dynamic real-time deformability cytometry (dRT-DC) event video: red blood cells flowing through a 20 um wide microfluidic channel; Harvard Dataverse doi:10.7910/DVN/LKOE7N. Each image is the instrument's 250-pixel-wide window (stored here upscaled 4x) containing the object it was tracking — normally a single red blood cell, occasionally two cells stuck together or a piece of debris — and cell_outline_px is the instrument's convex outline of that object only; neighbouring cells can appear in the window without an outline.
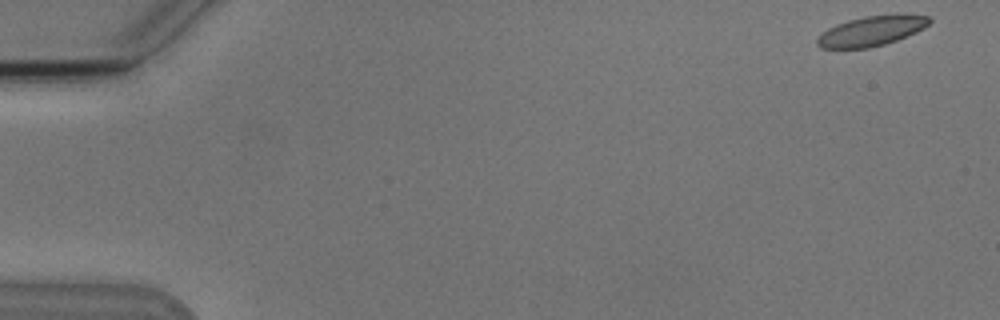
{"species": "Egyptian fruit bat (a non-hibernating species)", "species_latin": "Rousettus aegyptiacus", "temperature_condition": "cold", "stored_images_in_passage": 6, "camera_frame_rate_fps": 3000, "um_per_image_px": 0.085, "animal": {"sex": "male"}, "frame": {"image": 1, "passage_image": 1, "time_ms": 0.0, "image_size_px": [1000, 320], "cell_outline_px": [[932, 20], [924, 28], [916, 32], [896, 40], [884, 44], [868, 48], [820, 48], [816, 44], [816, 40], [828, 28], [836, 24], [848, 20], [864, 16], [904, 12], [928, 16]], "centroid_in_image_um": [74.12, 2.6], "position_along_channel_um": 10.9, "area_um2": 19.83}}
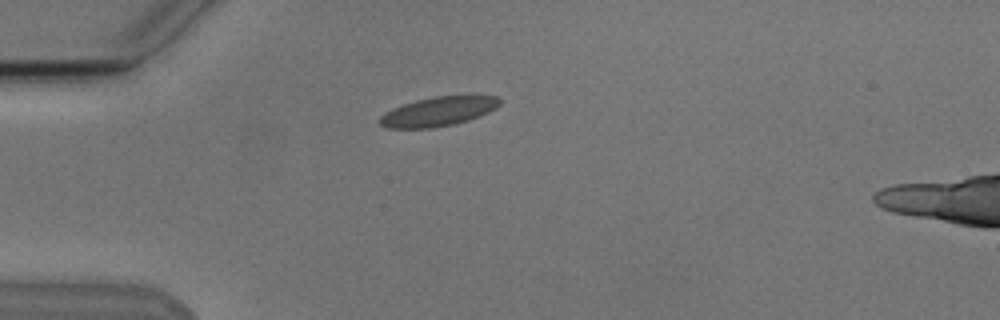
{"frame": {"image": 2, "passage_image": 4, "time_ms": 4.333, "image_size_px": [1000, 320], "cell_outline_px": [[500, 104], [496, 108], [488, 112], [468, 120], [452, 124], [432, 128], [388, 128], [380, 124], [376, 120], [384, 112], [392, 108], [416, 100], [432, 96], [468, 92], [496, 96], [500, 100]], "centroid_in_image_um": [37.3, 9.42], "position_along_channel_um": 47.7, "area_um2": 21.27}}
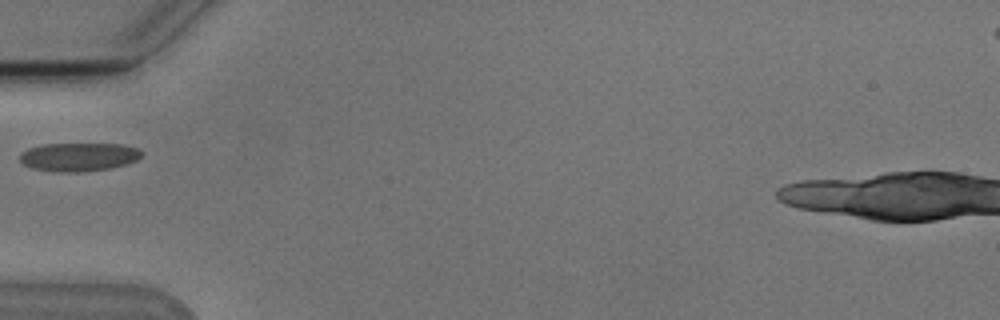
{"frame": {"image": 3, "passage_image": 5, "time_ms": 5.667, "image_size_px": [1000, 320], "cell_outline_px": [[144, 152], [136, 160], [128, 164], [112, 168], [76, 172], [52, 172], [32, 168], [24, 164], [20, 160], [20, 152], [28, 148], [44, 144], [124, 144], [140, 148]], "centroid_in_image_um": [6.71, 13.33], "position_along_channel_um": 78.3, "area_um2": 20.46}}